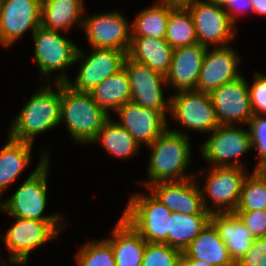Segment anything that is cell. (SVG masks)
Wrapping results in <instances>:
<instances>
[{
    "mask_svg": "<svg viewBox=\"0 0 266 266\" xmlns=\"http://www.w3.org/2000/svg\"><path fill=\"white\" fill-rule=\"evenodd\" d=\"M165 40L173 49L198 43L192 16L185 6L170 10Z\"/></svg>",
    "mask_w": 266,
    "mask_h": 266,
    "instance_id": "obj_31",
    "label": "cell"
},
{
    "mask_svg": "<svg viewBox=\"0 0 266 266\" xmlns=\"http://www.w3.org/2000/svg\"><path fill=\"white\" fill-rule=\"evenodd\" d=\"M89 94L93 101L110 115L111 109L116 111L126 102L130 101L131 90L126 70L123 68L116 74L103 80Z\"/></svg>",
    "mask_w": 266,
    "mask_h": 266,
    "instance_id": "obj_27",
    "label": "cell"
},
{
    "mask_svg": "<svg viewBox=\"0 0 266 266\" xmlns=\"http://www.w3.org/2000/svg\"><path fill=\"white\" fill-rule=\"evenodd\" d=\"M213 3L218 4L219 6L224 7L230 0H207Z\"/></svg>",
    "mask_w": 266,
    "mask_h": 266,
    "instance_id": "obj_43",
    "label": "cell"
},
{
    "mask_svg": "<svg viewBox=\"0 0 266 266\" xmlns=\"http://www.w3.org/2000/svg\"><path fill=\"white\" fill-rule=\"evenodd\" d=\"M34 42V60L42 75L49 76L53 71H61L54 80L55 83H65L69 80L64 73L65 68L75 63L78 45L70 41L59 31H54L40 25L32 34Z\"/></svg>",
    "mask_w": 266,
    "mask_h": 266,
    "instance_id": "obj_6",
    "label": "cell"
},
{
    "mask_svg": "<svg viewBox=\"0 0 266 266\" xmlns=\"http://www.w3.org/2000/svg\"><path fill=\"white\" fill-rule=\"evenodd\" d=\"M189 138L179 129L171 130L168 127L151 145L147 146L152 150L147 168L149 179L142 184L148 187L158 182L181 181L195 177V174L190 176L185 172L191 158Z\"/></svg>",
    "mask_w": 266,
    "mask_h": 266,
    "instance_id": "obj_1",
    "label": "cell"
},
{
    "mask_svg": "<svg viewBox=\"0 0 266 266\" xmlns=\"http://www.w3.org/2000/svg\"><path fill=\"white\" fill-rule=\"evenodd\" d=\"M248 125L252 147L255 151H259L257 153L259 160L254 168L256 171L257 166L266 160V115H253Z\"/></svg>",
    "mask_w": 266,
    "mask_h": 266,
    "instance_id": "obj_35",
    "label": "cell"
},
{
    "mask_svg": "<svg viewBox=\"0 0 266 266\" xmlns=\"http://www.w3.org/2000/svg\"><path fill=\"white\" fill-rule=\"evenodd\" d=\"M233 213L251 231L254 238L266 237V209Z\"/></svg>",
    "mask_w": 266,
    "mask_h": 266,
    "instance_id": "obj_37",
    "label": "cell"
},
{
    "mask_svg": "<svg viewBox=\"0 0 266 266\" xmlns=\"http://www.w3.org/2000/svg\"><path fill=\"white\" fill-rule=\"evenodd\" d=\"M206 175L205 187L201 188L203 204L210 213H233L239 203L246 168L212 167ZM205 193V194H204ZM207 196L215 206L207 205ZM215 210V211H214Z\"/></svg>",
    "mask_w": 266,
    "mask_h": 266,
    "instance_id": "obj_9",
    "label": "cell"
},
{
    "mask_svg": "<svg viewBox=\"0 0 266 266\" xmlns=\"http://www.w3.org/2000/svg\"><path fill=\"white\" fill-rule=\"evenodd\" d=\"M210 95L220 125L249 124L254 114L245 78L226 83Z\"/></svg>",
    "mask_w": 266,
    "mask_h": 266,
    "instance_id": "obj_16",
    "label": "cell"
},
{
    "mask_svg": "<svg viewBox=\"0 0 266 266\" xmlns=\"http://www.w3.org/2000/svg\"><path fill=\"white\" fill-rule=\"evenodd\" d=\"M252 86L249 87V97L254 115L266 114V74L255 72Z\"/></svg>",
    "mask_w": 266,
    "mask_h": 266,
    "instance_id": "obj_36",
    "label": "cell"
},
{
    "mask_svg": "<svg viewBox=\"0 0 266 266\" xmlns=\"http://www.w3.org/2000/svg\"><path fill=\"white\" fill-rule=\"evenodd\" d=\"M170 101L171 116L183 126L203 133L220 126L210 93L182 90L170 96Z\"/></svg>",
    "mask_w": 266,
    "mask_h": 266,
    "instance_id": "obj_11",
    "label": "cell"
},
{
    "mask_svg": "<svg viewBox=\"0 0 266 266\" xmlns=\"http://www.w3.org/2000/svg\"><path fill=\"white\" fill-rule=\"evenodd\" d=\"M110 116L88 92L76 91L66 82L61 83L60 123L65 121L75 142L92 143Z\"/></svg>",
    "mask_w": 266,
    "mask_h": 266,
    "instance_id": "obj_3",
    "label": "cell"
},
{
    "mask_svg": "<svg viewBox=\"0 0 266 266\" xmlns=\"http://www.w3.org/2000/svg\"><path fill=\"white\" fill-rule=\"evenodd\" d=\"M189 266H213L202 260L183 259Z\"/></svg>",
    "mask_w": 266,
    "mask_h": 266,
    "instance_id": "obj_41",
    "label": "cell"
},
{
    "mask_svg": "<svg viewBox=\"0 0 266 266\" xmlns=\"http://www.w3.org/2000/svg\"><path fill=\"white\" fill-rule=\"evenodd\" d=\"M123 126L139 143L151 145L167 128V118L159 111L141 107L131 101L126 102L116 111Z\"/></svg>",
    "mask_w": 266,
    "mask_h": 266,
    "instance_id": "obj_19",
    "label": "cell"
},
{
    "mask_svg": "<svg viewBox=\"0 0 266 266\" xmlns=\"http://www.w3.org/2000/svg\"><path fill=\"white\" fill-rule=\"evenodd\" d=\"M83 0H42L41 25L54 31H68L79 22L83 26Z\"/></svg>",
    "mask_w": 266,
    "mask_h": 266,
    "instance_id": "obj_25",
    "label": "cell"
},
{
    "mask_svg": "<svg viewBox=\"0 0 266 266\" xmlns=\"http://www.w3.org/2000/svg\"><path fill=\"white\" fill-rule=\"evenodd\" d=\"M236 266H266V237L255 238Z\"/></svg>",
    "mask_w": 266,
    "mask_h": 266,
    "instance_id": "obj_38",
    "label": "cell"
},
{
    "mask_svg": "<svg viewBox=\"0 0 266 266\" xmlns=\"http://www.w3.org/2000/svg\"><path fill=\"white\" fill-rule=\"evenodd\" d=\"M42 0H3L0 16V44L12 46L19 37L41 25Z\"/></svg>",
    "mask_w": 266,
    "mask_h": 266,
    "instance_id": "obj_15",
    "label": "cell"
},
{
    "mask_svg": "<svg viewBox=\"0 0 266 266\" xmlns=\"http://www.w3.org/2000/svg\"><path fill=\"white\" fill-rule=\"evenodd\" d=\"M256 172L266 180V160L257 166Z\"/></svg>",
    "mask_w": 266,
    "mask_h": 266,
    "instance_id": "obj_42",
    "label": "cell"
},
{
    "mask_svg": "<svg viewBox=\"0 0 266 266\" xmlns=\"http://www.w3.org/2000/svg\"><path fill=\"white\" fill-rule=\"evenodd\" d=\"M172 211L167 209L152 194L132 195L122 217L149 243L168 245V218Z\"/></svg>",
    "mask_w": 266,
    "mask_h": 266,
    "instance_id": "obj_5",
    "label": "cell"
},
{
    "mask_svg": "<svg viewBox=\"0 0 266 266\" xmlns=\"http://www.w3.org/2000/svg\"><path fill=\"white\" fill-rule=\"evenodd\" d=\"M266 209V180L253 171L245 178L239 203L235 211H255Z\"/></svg>",
    "mask_w": 266,
    "mask_h": 266,
    "instance_id": "obj_32",
    "label": "cell"
},
{
    "mask_svg": "<svg viewBox=\"0 0 266 266\" xmlns=\"http://www.w3.org/2000/svg\"><path fill=\"white\" fill-rule=\"evenodd\" d=\"M42 154L34 172L23 182L15 193L0 203V209L7 215L38 221H60L59 214L42 215L47 203V176L49 156ZM60 219V220H59Z\"/></svg>",
    "mask_w": 266,
    "mask_h": 266,
    "instance_id": "obj_4",
    "label": "cell"
},
{
    "mask_svg": "<svg viewBox=\"0 0 266 266\" xmlns=\"http://www.w3.org/2000/svg\"><path fill=\"white\" fill-rule=\"evenodd\" d=\"M205 53L197 81L196 91L211 93L222 85L232 82L241 75L237 70L241 57L228 46L215 47Z\"/></svg>",
    "mask_w": 266,
    "mask_h": 266,
    "instance_id": "obj_17",
    "label": "cell"
},
{
    "mask_svg": "<svg viewBox=\"0 0 266 266\" xmlns=\"http://www.w3.org/2000/svg\"><path fill=\"white\" fill-rule=\"evenodd\" d=\"M253 3V12L258 15H266V0H251Z\"/></svg>",
    "mask_w": 266,
    "mask_h": 266,
    "instance_id": "obj_40",
    "label": "cell"
},
{
    "mask_svg": "<svg viewBox=\"0 0 266 266\" xmlns=\"http://www.w3.org/2000/svg\"><path fill=\"white\" fill-rule=\"evenodd\" d=\"M2 5H3V0H0V16H1Z\"/></svg>",
    "mask_w": 266,
    "mask_h": 266,
    "instance_id": "obj_45",
    "label": "cell"
},
{
    "mask_svg": "<svg viewBox=\"0 0 266 266\" xmlns=\"http://www.w3.org/2000/svg\"><path fill=\"white\" fill-rule=\"evenodd\" d=\"M76 259L78 266H116L111 244L105 238L82 246Z\"/></svg>",
    "mask_w": 266,
    "mask_h": 266,
    "instance_id": "obj_33",
    "label": "cell"
},
{
    "mask_svg": "<svg viewBox=\"0 0 266 266\" xmlns=\"http://www.w3.org/2000/svg\"><path fill=\"white\" fill-rule=\"evenodd\" d=\"M128 75L131 98L130 101L141 107L159 110L166 118L170 112V98L164 100L163 88L167 84L166 77L153 71L148 65L133 61L128 56L123 67ZM163 83V84H162Z\"/></svg>",
    "mask_w": 266,
    "mask_h": 266,
    "instance_id": "obj_13",
    "label": "cell"
},
{
    "mask_svg": "<svg viewBox=\"0 0 266 266\" xmlns=\"http://www.w3.org/2000/svg\"><path fill=\"white\" fill-rule=\"evenodd\" d=\"M252 148L250 131L239 128V125H220L211 132L200 150L212 167L245 168L237 158Z\"/></svg>",
    "mask_w": 266,
    "mask_h": 266,
    "instance_id": "obj_8",
    "label": "cell"
},
{
    "mask_svg": "<svg viewBox=\"0 0 266 266\" xmlns=\"http://www.w3.org/2000/svg\"><path fill=\"white\" fill-rule=\"evenodd\" d=\"M100 142V145L113 157L121 159L132 157L140 149L135 138L117 121L109 117L102 129L96 135L93 143Z\"/></svg>",
    "mask_w": 266,
    "mask_h": 266,
    "instance_id": "obj_30",
    "label": "cell"
},
{
    "mask_svg": "<svg viewBox=\"0 0 266 266\" xmlns=\"http://www.w3.org/2000/svg\"><path fill=\"white\" fill-rule=\"evenodd\" d=\"M183 252L166 243L146 242L141 266H178Z\"/></svg>",
    "mask_w": 266,
    "mask_h": 266,
    "instance_id": "obj_34",
    "label": "cell"
},
{
    "mask_svg": "<svg viewBox=\"0 0 266 266\" xmlns=\"http://www.w3.org/2000/svg\"><path fill=\"white\" fill-rule=\"evenodd\" d=\"M173 7L169 2L161 0L141 10L131 23V37L165 39L170 10Z\"/></svg>",
    "mask_w": 266,
    "mask_h": 266,
    "instance_id": "obj_29",
    "label": "cell"
},
{
    "mask_svg": "<svg viewBox=\"0 0 266 266\" xmlns=\"http://www.w3.org/2000/svg\"><path fill=\"white\" fill-rule=\"evenodd\" d=\"M0 151V196L30 163L32 143L16 141L8 137Z\"/></svg>",
    "mask_w": 266,
    "mask_h": 266,
    "instance_id": "obj_26",
    "label": "cell"
},
{
    "mask_svg": "<svg viewBox=\"0 0 266 266\" xmlns=\"http://www.w3.org/2000/svg\"><path fill=\"white\" fill-rule=\"evenodd\" d=\"M211 214L185 215L172 212L168 218V245L183 252L210 222Z\"/></svg>",
    "mask_w": 266,
    "mask_h": 266,
    "instance_id": "obj_28",
    "label": "cell"
},
{
    "mask_svg": "<svg viewBox=\"0 0 266 266\" xmlns=\"http://www.w3.org/2000/svg\"><path fill=\"white\" fill-rule=\"evenodd\" d=\"M207 48L197 43L173 49L171 66L166 76L167 85H172L177 91L196 90Z\"/></svg>",
    "mask_w": 266,
    "mask_h": 266,
    "instance_id": "obj_20",
    "label": "cell"
},
{
    "mask_svg": "<svg viewBox=\"0 0 266 266\" xmlns=\"http://www.w3.org/2000/svg\"><path fill=\"white\" fill-rule=\"evenodd\" d=\"M92 48L116 49L128 52L131 44V24L122 13L104 12L83 19V27Z\"/></svg>",
    "mask_w": 266,
    "mask_h": 266,
    "instance_id": "obj_14",
    "label": "cell"
},
{
    "mask_svg": "<svg viewBox=\"0 0 266 266\" xmlns=\"http://www.w3.org/2000/svg\"><path fill=\"white\" fill-rule=\"evenodd\" d=\"M228 13L230 20L236 25V16L242 12L252 9L253 3L251 0H230L224 7Z\"/></svg>",
    "mask_w": 266,
    "mask_h": 266,
    "instance_id": "obj_39",
    "label": "cell"
},
{
    "mask_svg": "<svg viewBox=\"0 0 266 266\" xmlns=\"http://www.w3.org/2000/svg\"><path fill=\"white\" fill-rule=\"evenodd\" d=\"M49 83L36 91L20 112L14 117L8 137L16 141L34 143L35 137L60 125L61 83L57 91Z\"/></svg>",
    "mask_w": 266,
    "mask_h": 266,
    "instance_id": "obj_2",
    "label": "cell"
},
{
    "mask_svg": "<svg viewBox=\"0 0 266 266\" xmlns=\"http://www.w3.org/2000/svg\"><path fill=\"white\" fill-rule=\"evenodd\" d=\"M195 177L158 182L148 186L152 195L172 212L185 215L210 214L204 207L201 188Z\"/></svg>",
    "mask_w": 266,
    "mask_h": 266,
    "instance_id": "obj_18",
    "label": "cell"
},
{
    "mask_svg": "<svg viewBox=\"0 0 266 266\" xmlns=\"http://www.w3.org/2000/svg\"><path fill=\"white\" fill-rule=\"evenodd\" d=\"M185 7L192 16L198 43L208 48L211 45L224 47L235 38L236 25L222 6L207 0H198Z\"/></svg>",
    "mask_w": 266,
    "mask_h": 266,
    "instance_id": "obj_10",
    "label": "cell"
},
{
    "mask_svg": "<svg viewBox=\"0 0 266 266\" xmlns=\"http://www.w3.org/2000/svg\"><path fill=\"white\" fill-rule=\"evenodd\" d=\"M210 222L225 242L230 257L237 263L255 239L251 231L234 213H213Z\"/></svg>",
    "mask_w": 266,
    "mask_h": 266,
    "instance_id": "obj_24",
    "label": "cell"
},
{
    "mask_svg": "<svg viewBox=\"0 0 266 266\" xmlns=\"http://www.w3.org/2000/svg\"><path fill=\"white\" fill-rule=\"evenodd\" d=\"M182 259H196L213 266H236L218 230L209 222L183 251Z\"/></svg>",
    "mask_w": 266,
    "mask_h": 266,
    "instance_id": "obj_21",
    "label": "cell"
},
{
    "mask_svg": "<svg viewBox=\"0 0 266 266\" xmlns=\"http://www.w3.org/2000/svg\"><path fill=\"white\" fill-rule=\"evenodd\" d=\"M172 53L173 48L165 39L145 36L131 37L127 56L166 77L171 66Z\"/></svg>",
    "mask_w": 266,
    "mask_h": 266,
    "instance_id": "obj_23",
    "label": "cell"
},
{
    "mask_svg": "<svg viewBox=\"0 0 266 266\" xmlns=\"http://www.w3.org/2000/svg\"><path fill=\"white\" fill-rule=\"evenodd\" d=\"M112 230V237L106 239L112 247L116 266H141L146 241L121 216Z\"/></svg>",
    "mask_w": 266,
    "mask_h": 266,
    "instance_id": "obj_22",
    "label": "cell"
},
{
    "mask_svg": "<svg viewBox=\"0 0 266 266\" xmlns=\"http://www.w3.org/2000/svg\"><path fill=\"white\" fill-rule=\"evenodd\" d=\"M178 266H189L183 259L179 262Z\"/></svg>",
    "mask_w": 266,
    "mask_h": 266,
    "instance_id": "obj_44",
    "label": "cell"
},
{
    "mask_svg": "<svg viewBox=\"0 0 266 266\" xmlns=\"http://www.w3.org/2000/svg\"><path fill=\"white\" fill-rule=\"evenodd\" d=\"M127 52L116 49L93 48L91 54H84L78 48L75 62H83L79 68L75 83L66 82L72 89L80 92H90L103 80L116 74L124 67Z\"/></svg>",
    "mask_w": 266,
    "mask_h": 266,
    "instance_id": "obj_12",
    "label": "cell"
},
{
    "mask_svg": "<svg viewBox=\"0 0 266 266\" xmlns=\"http://www.w3.org/2000/svg\"><path fill=\"white\" fill-rule=\"evenodd\" d=\"M15 222L6 231L3 241L10 253L11 264H28L30 252L53 239L61 231L60 221H38L14 217Z\"/></svg>",
    "mask_w": 266,
    "mask_h": 266,
    "instance_id": "obj_7",
    "label": "cell"
}]
</instances>
